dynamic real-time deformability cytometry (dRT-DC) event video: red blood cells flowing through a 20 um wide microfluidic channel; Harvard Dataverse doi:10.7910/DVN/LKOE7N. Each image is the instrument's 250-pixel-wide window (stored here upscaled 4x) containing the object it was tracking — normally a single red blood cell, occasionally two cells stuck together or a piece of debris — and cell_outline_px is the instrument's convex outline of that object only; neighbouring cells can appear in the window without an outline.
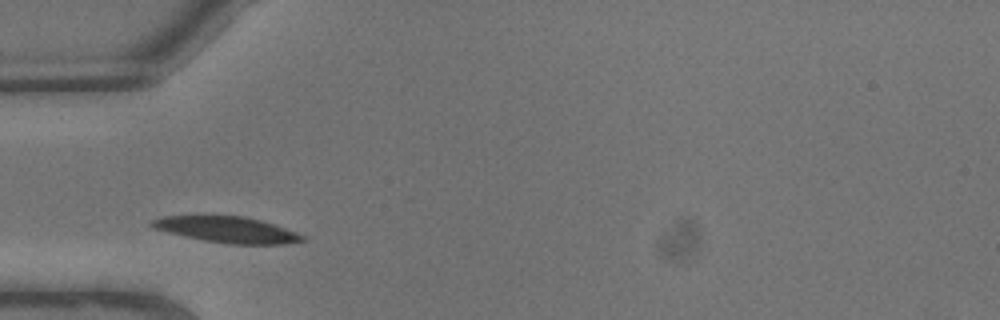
{"species": "common noctule bat (a hibernating species)", "species_latin": "Nyctalus noctula", "temperature_condition": "warm", "stored_images_in_passage": 2, "camera_frame_rate_fps": 3000, "um_per_image_px": 0.085, "animal": {"sex": "male", "body_mass_g": 13.3}, "frame": {"image": 1, "passage_image": 1, "time_ms": 0.0, "image_size_px": [1000, 320], "cell_outline_px": [[308, 240], [284, 244], [228, 244], [204, 240], [184, 236], [152, 228], [148, 224], [152, 220], [164, 216], [196, 212], [212, 212], [244, 216], [260, 220], [296, 232], [304, 236]], "centroid_in_image_um": [19.19, 19.45], "position_along_channel_um": 65.8, "area_um2": 24.04}}
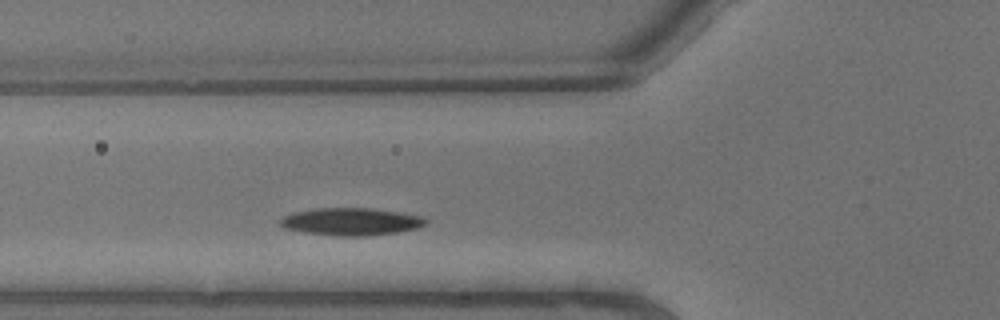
{"frame": {"image": 2, "passage_image": 2, "time_ms": 0.333, "image_size_px": [1000, 320], "cell_outline_px": [[428, 224], [416, 228], [396, 232], [360, 236], [340, 236], [304, 232], [284, 228], [276, 220], [292, 212], [316, 208], [368, 208], [396, 212], [420, 216], [428, 220]], "centroid_in_image_um": [29.78, 18.83], "position_along_channel_um": 96.0, "area_um2": 23.12}}